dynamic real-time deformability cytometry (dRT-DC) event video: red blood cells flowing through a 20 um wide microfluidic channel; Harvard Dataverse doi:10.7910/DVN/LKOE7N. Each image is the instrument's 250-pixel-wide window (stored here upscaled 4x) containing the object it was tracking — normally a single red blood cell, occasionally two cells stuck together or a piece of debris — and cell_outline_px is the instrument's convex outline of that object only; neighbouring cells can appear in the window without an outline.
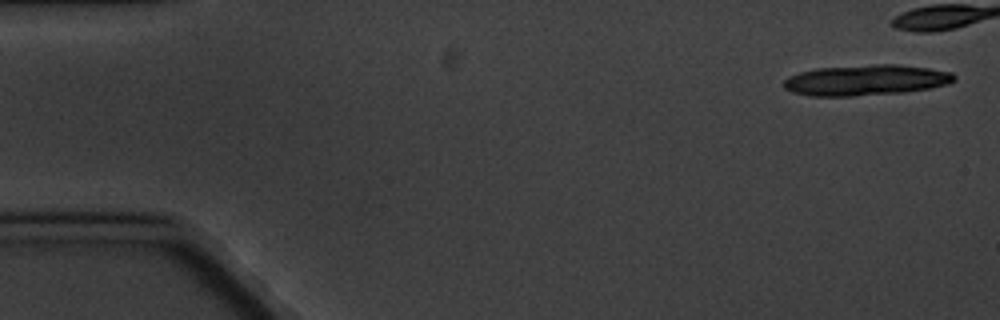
{"species": "common noctule bat (a hibernating species)", "species_latin": "Nyctalus noctula", "temperature_condition": "cold", "stored_images_in_passage": 9, "camera_frame_rate_fps": 3000, "um_per_image_px": 0.085, "animal": {"sex": "male", "body_mass_g": 20.1, "forearm_length_mm": 53.5}, "frame": {"image": 1, "passage_image": 1, "time_ms": 0.0, "image_size_px": [1000, 320], "cell_outline_px": [[956, 80], [948, 84], [928, 88], [904, 92], [856, 96], [812, 96], [792, 92], [784, 88], [784, 80], [788, 76], [800, 72], [816, 68], [872, 64], [896, 64], [928, 68], [952, 72], [956, 76]], "centroid_in_image_um": [73.6, 6.81], "position_along_channel_um": 11.4, "area_um2": 30.58}}